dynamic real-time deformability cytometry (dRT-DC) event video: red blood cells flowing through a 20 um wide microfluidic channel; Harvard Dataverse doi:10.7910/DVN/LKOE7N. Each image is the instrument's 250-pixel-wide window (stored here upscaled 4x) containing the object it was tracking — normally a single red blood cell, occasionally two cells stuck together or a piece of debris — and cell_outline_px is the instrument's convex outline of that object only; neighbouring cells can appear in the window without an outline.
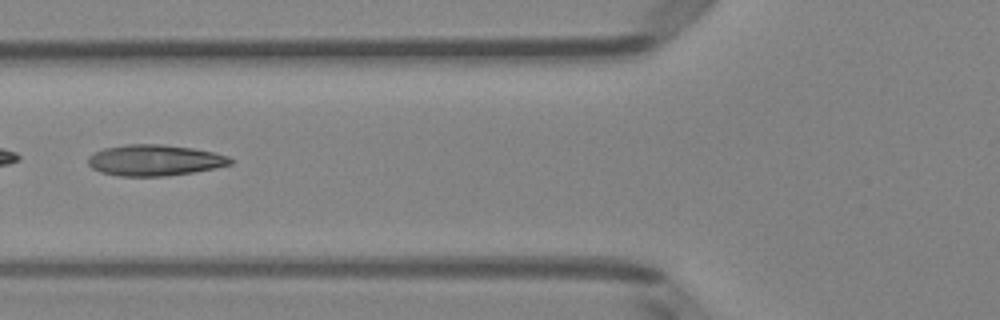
{"species": "Egyptian fruit bat (a non-hibernating species)", "species_latin": "Rousettus aegyptiacus", "temperature_condition": "room temperature", "stored_images_in_passage": 44, "segment_of_instrument_passage": [1, 2], "camera_frame_rate_fps": 3000, "um_per_image_px": 0.085, "animal": {"sex": "female"}, "frame": {"image": 1, "passage_image": 12, "time_ms": 3.667, "image_size_px": [1000, 320], "cell_outline_px": [[236, 160], [232, 164], [216, 168], [192, 172], [164, 176], [120, 176], [100, 172], [92, 168], [88, 164], [88, 156], [104, 148], [128, 144], [160, 144], [192, 148], [212, 152], [228, 156]], "centroid_in_image_um": [13.16, 13.62], "position_along_channel_um": 112.6, "area_um2": 25.72}}
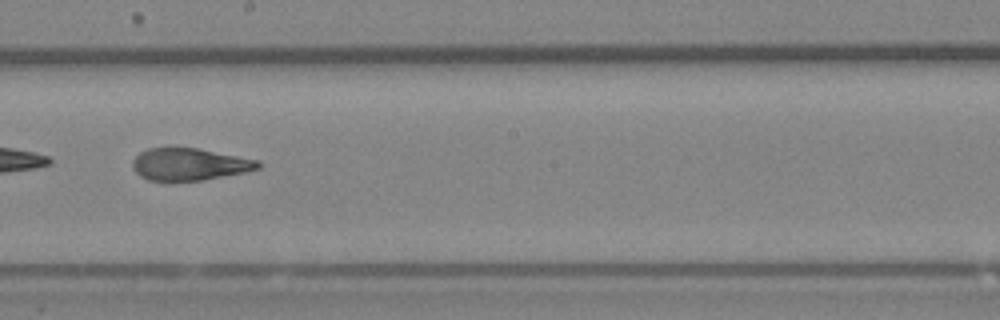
{"frame": {"image": 2, "passage_image": 21, "time_ms": 6.667, "image_size_px": [1000, 320], "cell_outline_px": [[260, 168], [244, 172], [200, 180], [148, 180], [140, 176], [132, 168], [132, 160], [140, 152], [148, 148], [200, 148], [260, 160]], "centroid_in_image_um": [16.1, 13.95], "position_along_channel_um": 232.1, "area_um2": 23.41}}
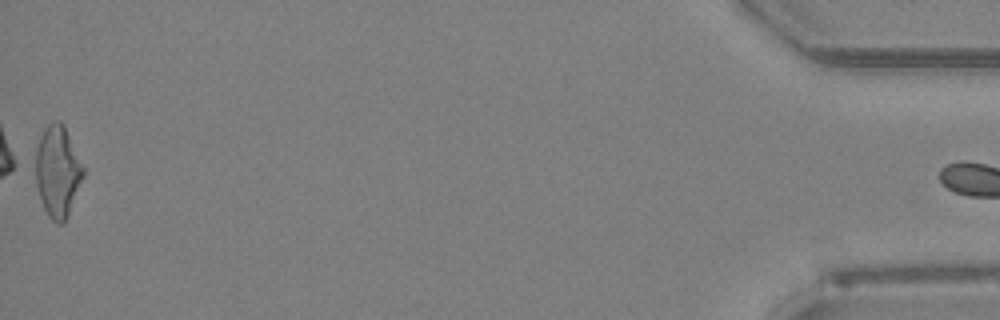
{"frame": {"image": 3, "passage_image": 43, "time_ms": 14.0, "image_size_px": [1000, 320], "cell_outline_px": [[84, 176], [68, 212], [64, 220], [60, 224], [56, 224], [48, 216], [44, 208], [28, 164], [28, 160], [44, 128], [48, 124], [56, 120], [60, 120], [84, 168]], "centroid_in_image_um": [4.76, 14.53], "position_along_channel_um": 430.4, "area_um2": 26.13}}